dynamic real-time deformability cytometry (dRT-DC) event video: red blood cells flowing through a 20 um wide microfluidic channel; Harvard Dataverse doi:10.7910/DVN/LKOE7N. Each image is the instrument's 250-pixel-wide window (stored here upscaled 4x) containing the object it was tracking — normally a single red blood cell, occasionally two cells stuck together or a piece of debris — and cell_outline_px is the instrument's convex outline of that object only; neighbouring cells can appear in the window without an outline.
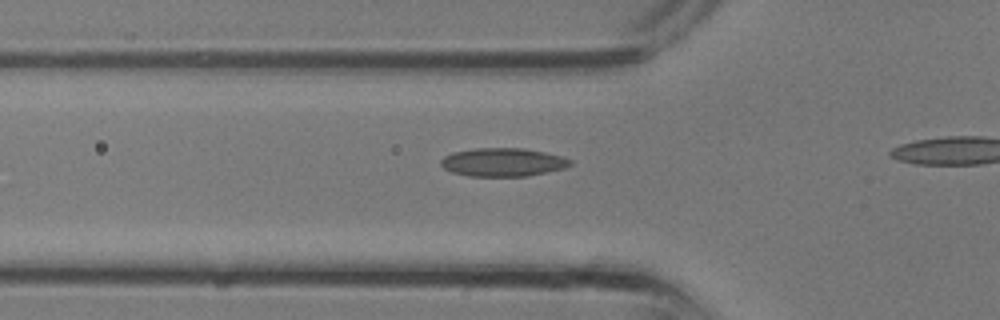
{"species": "common noctule bat (a hibernating species)", "species_latin": "Nyctalus noctula", "temperature_condition": "room temperature", "stored_images_in_passage": 10, "camera_frame_rate_fps": 3000, "um_per_image_px": 0.085, "animal": {"sex": "male", "body_mass_g": 13.3}, "frame": {"image": 1, "passage_image": 5, "time_ms": 1.333, "image_size_px": [1000, 320], "cell_outline_px": [[572, 164], [564, 168], [548, 172], [528, 176], [468, 176], [452, 172], [444, 168], [440, 164], [440, 160], [444, 156], [452, 152], [476, 148], [524, 148], [564, 156], [572, 160]], "centroid_in_image_um": [42.76, 13.78], "position_along_channel_um": 83.0, "area_um2": 21.56}}
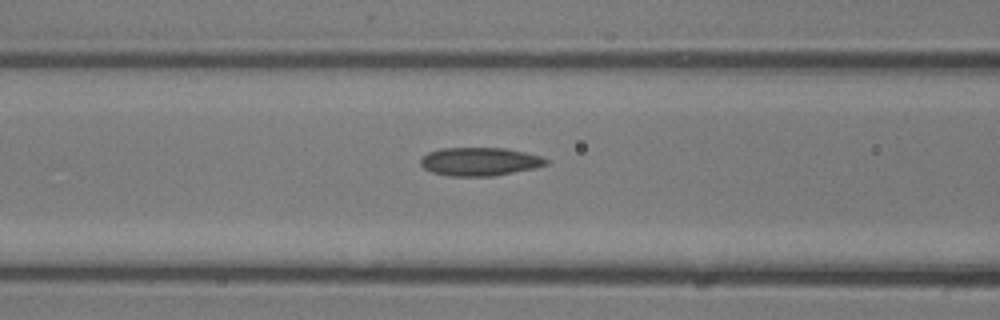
{"frame": {"image": 2, "passage_image": 7, "time_ms": 2.0, "image_size_px": [1000, 320], "cell_outline_px": [[548, 164], [532, 168], [496, 176], [448, 176], [432, 172], [424, 168], [420, 164], [420, 160], [428, 152], [440, 148], [504, 148], [544, 156], [548, 160]], "centroid_in_image_um": [40.77, 13.73], "position_along_channel_um": 125.8, "area_um2": 20.75}}
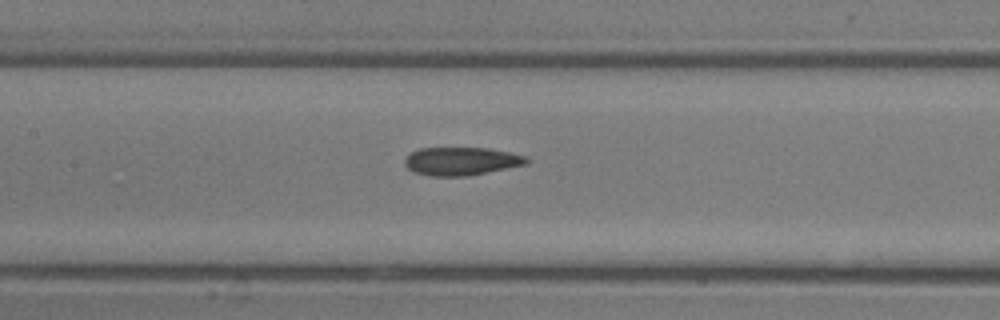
{"frame": {"image": 3, "passage_image": 9, "time_ms": 2.667, "image_size_px": [1000, 320], "cell_outline_px": [[528, 164], [468, 176], [432, 176], [416, 172], [408, 168], [404, 164], [404, 160], [412, 152], [420, 148], [488, 148], [528, 156]], "centroid_in_image_um": [39.24, 13.7], "position_along_channel_um": 168.2, "area_um2": 19.88}}